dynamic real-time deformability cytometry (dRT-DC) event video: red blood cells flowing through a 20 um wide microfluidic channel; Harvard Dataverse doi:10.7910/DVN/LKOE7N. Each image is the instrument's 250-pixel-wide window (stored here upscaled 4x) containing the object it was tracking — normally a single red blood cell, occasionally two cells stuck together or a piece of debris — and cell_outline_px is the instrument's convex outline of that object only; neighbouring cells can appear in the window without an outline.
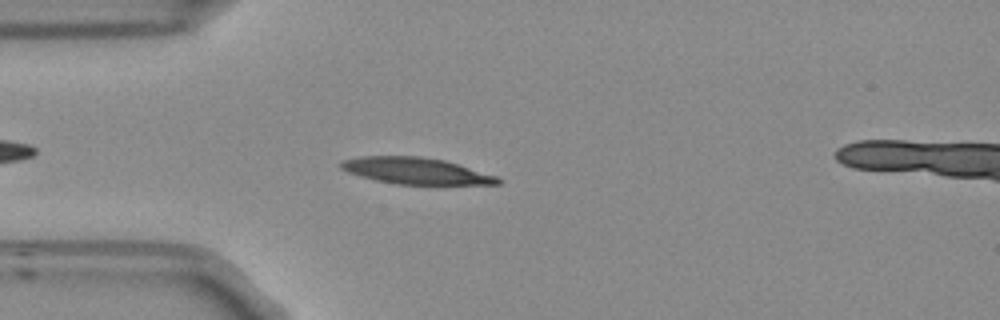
{"species": "Egyptian fruit bat (a non-hibernating species)", "species_latin": "Rousettus aegyptiacus", "temperature_condition": "room temperature", "stored_images_in_passage": 50, "camera_frame_rate_fps": 3000, "um_per_image_px": 0.085, "frame": {"image": 1, "passage_image": 10, "time_ms": 3.0, "image_size_px": [1000, 320], "cell_outline_px": [[500, 184], [396, 184], [376, 180], [360, 176], [348, 172], [340, 168], [340, 160], [360, 156], [420, 156], [444, 160], [496, 176], [500, 180]], "centroid_in_image_um": [35.28, 14.51], "position_along_channel_um": 49.7, "area_um2": 23.93}}
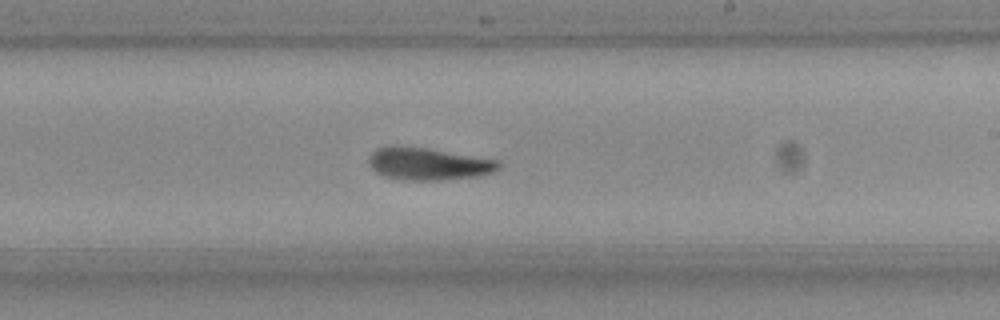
{"frame": {"image": 2, "passage_image": 27, "time_ms": 8.667, "image_size_px": [1000, 320], "cell_outline_px": [[504, 164], [500, 168], [492, 172], [480, 176], [440, 180], [404, 180], [384, 176], [376, 172], [368, 164], [368, 156], [376, 148], [392, 144], [400, 144], [428, 148], [500, 160]], "centroid_in_image_um": [36.4, 13.9], "position_along_channel_um": 252.6, "area_um2": 25.14}}
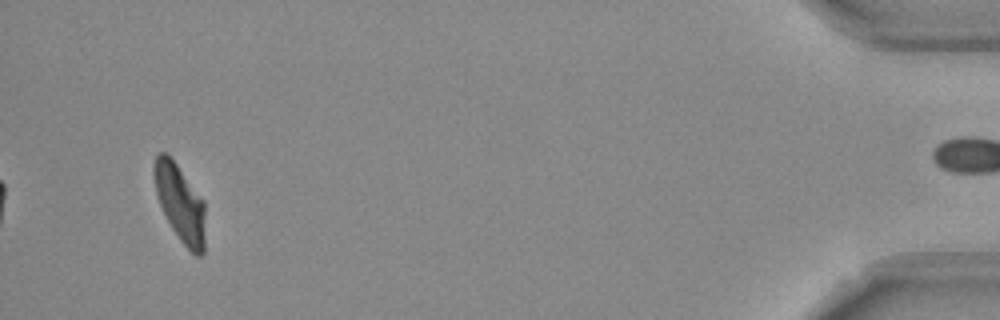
{"frame": {"image": 3, "passage_image": 47, "time_ms": 15.333, "image_size_px": [1000, 320], "cell_outline_px": [[204, 252], [200, 256], [196, 256], [180, 240], [172, 228], [160, 204], [156, 192], [152, 172], [152, 168], [156, 156], [160, 152], [168, 152], [204, 200]], "centroid_in_image_um": [15.29, 17.21], "position_along_channel_um": 419.9, "area_um2": 22.95}, "authors_computed_cell_mechanics": {"area_um2": 23.9003, "velocity_mm_per_s": 3.738, "shape_relaxation_time_tau1_ms": 3.9356, "shape_relaxation_time_tau2_ms": 2.3841, "deformation_change_tau1": 0.1723, "deformation_change_tau2": 0.0914}}